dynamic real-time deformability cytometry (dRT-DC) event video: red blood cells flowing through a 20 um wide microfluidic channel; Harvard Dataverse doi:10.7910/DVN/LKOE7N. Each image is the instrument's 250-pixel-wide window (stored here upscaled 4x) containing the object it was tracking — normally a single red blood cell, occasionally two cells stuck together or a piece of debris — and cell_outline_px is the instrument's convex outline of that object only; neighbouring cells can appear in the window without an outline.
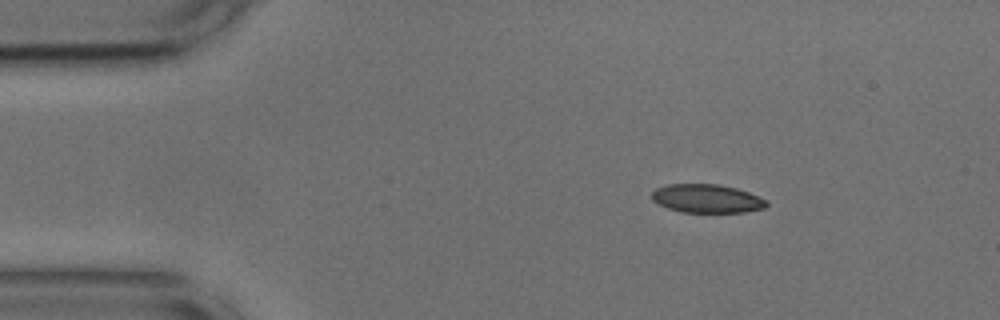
{"species": "common noctule bat (a hibernating species)", "species_latin": "Nyctalus noctula", "temperature_condition": "cold", "stored_images_in_passage": 10, "camera_frame_rate_fps": 3000, "um_per_image_px": 0.085, "animal": {"sex": "male", "body_mass_g": 17.9, "forearm_length_mm": 54.2}, "frame": {"image": 1, "passage_image": 1, "time_ms": 0.0, "image_size_px": [1000, 320], "cell_outline_px": [[768, 204], [764, 208], [744, 212], [680, 212], [668, 208], [652, 200], [652, 192], [656, 188], [668, 184], [720, 184], [736, 188], [748, 192], [768, 200]], "centroid_in_image_um": [60.09, 16.87], "position_along_channel_um": 24.9, "area_um2": 19.07}}
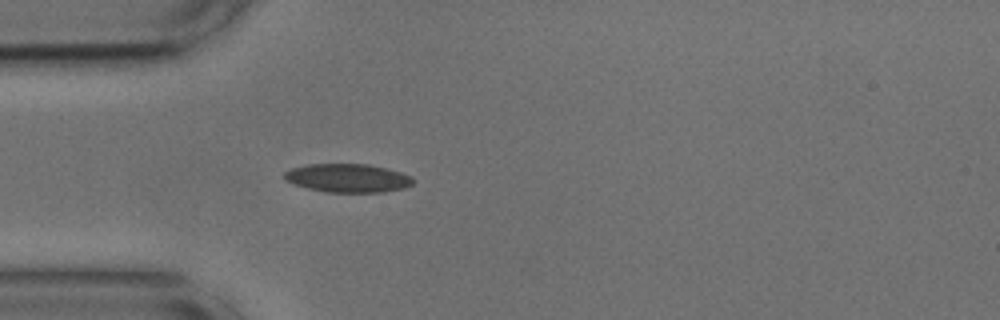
{"frame": {"image": 2, "passage_image": 8, "time_ms": 2.333, "image_size_px": [1000, 320], "cell_outline_px": [[412, 184], [404, 188], [384, 192], [324, 192], [292, 184], [284, 180], [284, 172], [288, 168], [308, 164], [368, 164], [388, 168], [412, 176]], "centroid_in_image_um": [29.51, 15.13], "position_along_channel_um": 55.5, "area_um2": 21.62}}